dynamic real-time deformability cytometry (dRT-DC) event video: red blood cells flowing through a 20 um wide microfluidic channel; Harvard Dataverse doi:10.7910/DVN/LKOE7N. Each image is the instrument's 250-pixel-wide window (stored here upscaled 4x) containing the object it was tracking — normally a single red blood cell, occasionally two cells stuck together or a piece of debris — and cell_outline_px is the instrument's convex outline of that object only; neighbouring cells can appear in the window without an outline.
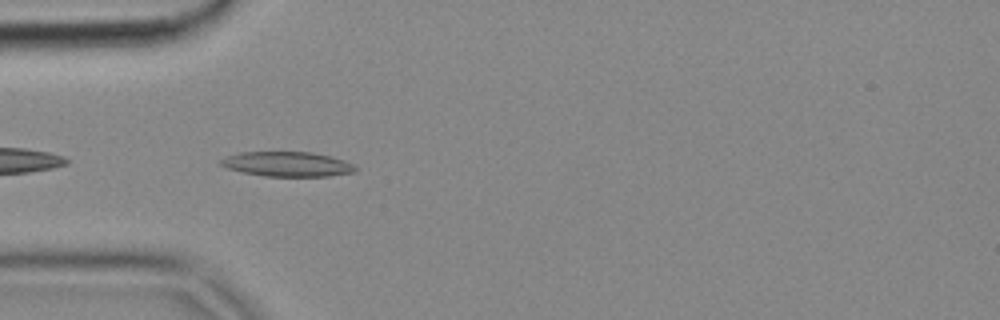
{"species": "common noctule bat (a hibernating species)", "species_latin": "Nyctalus noctula", "temperature_condition": "cold", "stored_images_in_passage": 5, "camera_frame_rate_fps": 3000, "um_per_image_px": 0.085, "animal": {"sex": "female", "body_mass_g": 18.4}, "frame": {"image": 1, "passage_image": 4, "time_ms": 1.0, "image_size_px": [1000, 320], "cell_outline_px": [[356, 172], [328, 176], [264, 176], [244, 172], [228, 168], [220, 164], [220, 160], [228, 156], [240, 152], [312, 152], [344, 160], [352, 164], [356, 168]], "centroid_in_image_um": [24.43, 13.95], "position_along_channel_um": 60.6, "area_um2": 19.19}}
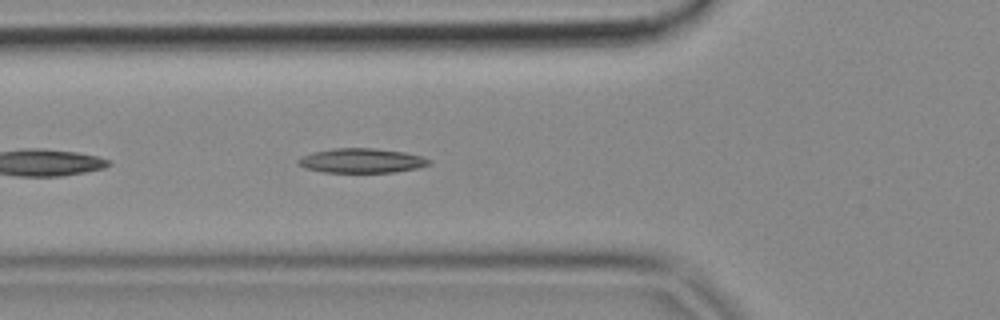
{"frame": {"image": 2, "passage_image": 5, "time_ms": 1.333, "image_size_px": [1000, 320], "cell_outline_px": [[432, 160], [428, 164], [416, 168], [392, 172], [324, 172], [304, 168], [296, 160], [304, 156], [316, 152], [332, 148], [372, 148], [404, 152], [420, 156]], "centroid_in_image_um": [30.73, 13.65], "position_along_channel_um": 95.1, "area_um2": 18.32}}